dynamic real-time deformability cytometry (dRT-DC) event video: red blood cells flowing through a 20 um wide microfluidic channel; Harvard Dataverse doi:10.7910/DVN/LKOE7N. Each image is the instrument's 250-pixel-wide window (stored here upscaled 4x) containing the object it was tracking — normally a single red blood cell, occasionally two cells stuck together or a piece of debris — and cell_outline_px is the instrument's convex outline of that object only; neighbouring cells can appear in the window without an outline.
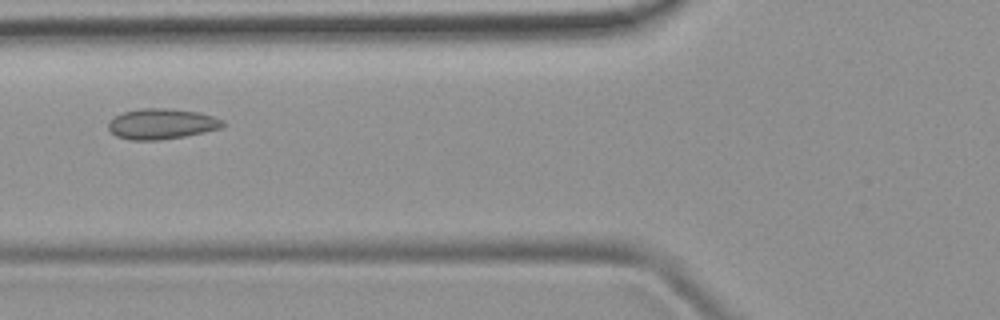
{"species": "common noctule bat (a hibernating species)", "species_latin": "Nyctalus noctula", "temperature_condition": "room temperature", "stored_images_in_passage": 5, "camera_frame_rate_fps": 3000, "um_per_image_px": 0.085, "animal": {"sex": "female", "body_mass_g": 19.9}, "frame": {"image": 1, "passage_image": 5, "time_ms": 4.333, "image_size_px": [1000, 320], "cell_outline_px": [[224, 124], [220, 128], [204, 132], [184, 136], [160, 140], [128, 140], [116, 136], [108, 128], [108, 120], [124, 112], [140, 108], [168, 108], [200, 112], [224, 120]], "centroid_in_image_um": [13.72, 10.53], "position_along_channel_um": 112.1, "area_um2": 20.4}}